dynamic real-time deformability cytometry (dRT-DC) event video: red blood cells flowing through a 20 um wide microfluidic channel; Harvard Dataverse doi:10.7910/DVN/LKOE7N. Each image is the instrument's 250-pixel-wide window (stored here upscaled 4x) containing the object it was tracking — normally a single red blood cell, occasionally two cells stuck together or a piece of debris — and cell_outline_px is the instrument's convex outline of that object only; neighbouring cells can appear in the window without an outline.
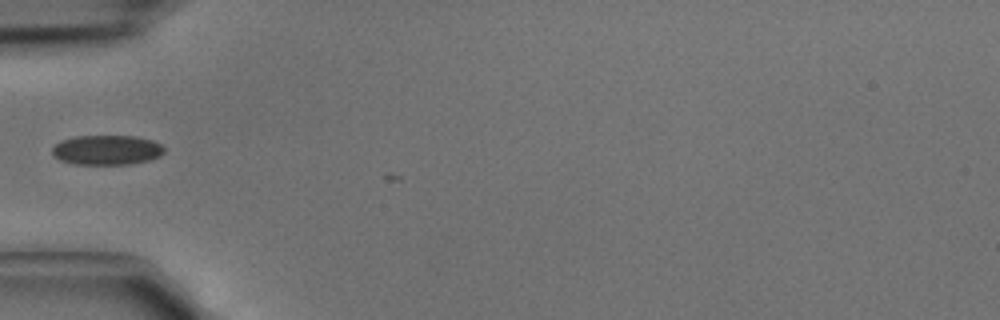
{"species": "common noctule bat (a hibernating species)", "species_latin": "Nyctalus noctula", "temperature_condition": "cold", "stored_images_in_passage": 1, "camera_frame_rate_fps": 3000, "um_per_image_px": 0.085, "animal": {"sex": "male", "body_mass_g": 15.6}, "frame": {"image": 1, "passage_image": 1, "time_ms": 0.0, "image_size_px": [1000, 320], "cell_outline_px": [[164, 152], [160, 156], [148, 160], [128, 164], [72, 164], [60, 160], [52, 156], [52, 148], [60, 140], [76, 136], [136, 136], [152, 140], [160, 144], [164, 148]], "centroid_in_image_um": [9.05, 12.74], "position_along_channel_um": 76.0, "area_um2": 19.48}}